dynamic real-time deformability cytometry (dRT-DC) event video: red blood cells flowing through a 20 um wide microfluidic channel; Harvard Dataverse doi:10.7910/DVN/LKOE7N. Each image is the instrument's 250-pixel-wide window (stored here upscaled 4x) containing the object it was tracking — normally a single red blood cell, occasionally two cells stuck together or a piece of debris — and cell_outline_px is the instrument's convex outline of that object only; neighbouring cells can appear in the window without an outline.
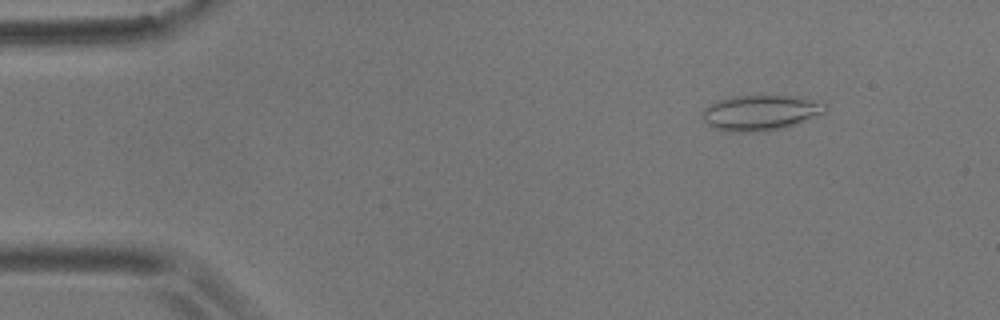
{"species": "common noctule bat (a hibernating species)", "species_latin": "Nyctalus noctula", "temperature_condition": "room temperature", "stored_images_in_passage": 56, "camera_frame_rate_fps": 3000, "um_per_image_px": 0.085, "animal": {"sex": "male", "body_mass_g": 17.9}, "frame": {"image": 1, "passage_image": 7, "time_ms": 2.0, "image_size_px": [1000, 320], "cell_outline_px": [[828, 112], [808, 120], [784, 128], [764, 132], [736, 132], [712, 128], [704, 120], [704, 108], [716, 100], [732, 96], [804, 96], [828, 104]], "centroid_in_image_um": [64.73, 9.58], "position_along_channel_um": 20.3, "area_um2": 25.84}}
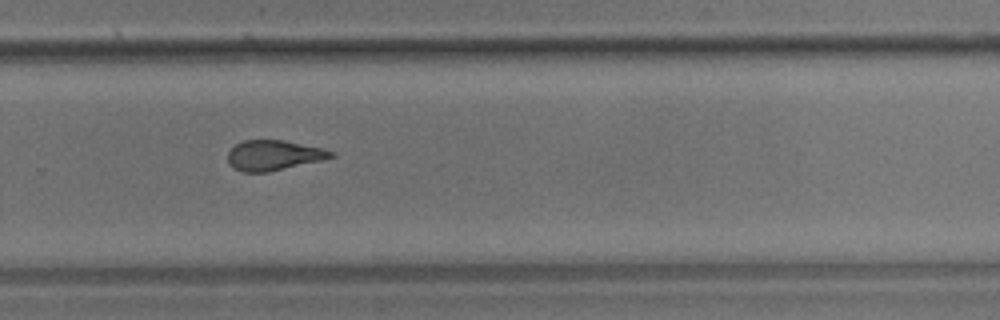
{"frame": {"image": 2, "passage_image": 38, "time_ms": 12.333, "image_size_px": [1000, 320], "cell_outline_px": [[336, 156], [320, 160], [268, 172], [240, 172], [232, 168], [228, 164], [228, 152], [236, 144], [244, 140], [284, 140], [324, 148], [336, 152]], "centroid_in_image_um": [23.25, 13.2], "position_along_channel_um": 306.5, "area_um2": 18.21}}
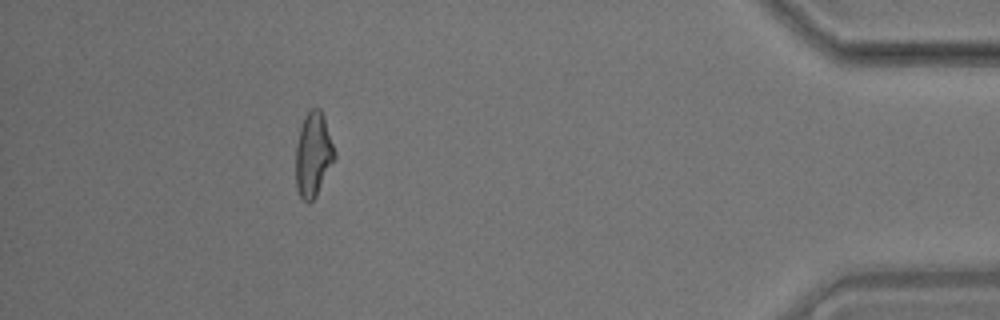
{"frame": {"image": 3, "passage_image": 51, "time_ms": 16.667, "image_size_px": [1000, 320], "cell_outline_px": [[336, 156], [316, 196], [308, 204], [300, 196], [296, 188], [296, 144], [300, 128], [304, 116], [312, 108], [320, 108], [324, 116], [336, 152]], "centroid_in_image_um": [26.62, 13.13], "position_along_channel_um": 408.6, "area_um2": 19.07}, "authors_computed_cell_mechanics": {"area_um2": 19.3052, "velocity_mm_per_s": 3.5759, "shape_relaxation_time_tau1_ms": null, "shape_relaxation_time_tau2_ms": 2.1682, "deformation_change_tau1": null, "deformation_change_tau2": 0.1102}}